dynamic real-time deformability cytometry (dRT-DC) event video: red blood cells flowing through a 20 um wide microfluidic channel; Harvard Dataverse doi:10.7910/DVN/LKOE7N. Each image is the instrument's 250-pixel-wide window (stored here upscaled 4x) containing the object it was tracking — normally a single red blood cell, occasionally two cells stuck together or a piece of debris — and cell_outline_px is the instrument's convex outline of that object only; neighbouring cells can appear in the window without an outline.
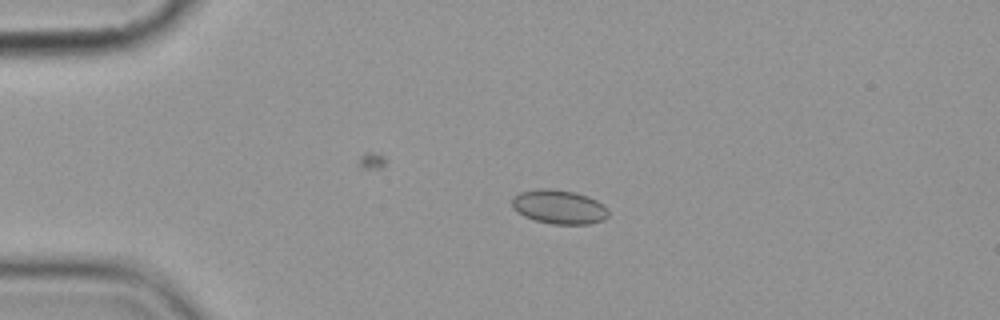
{"species": "common noctule bat (a hibernating species)", "species_latin": "Nyctalus noctula", "temperature_condition": "cold", "stored_images_in_passage": 4, "camera_frame_rate_fps": 3000, "um_per_image_px": 0.085, "animal": {"sex": "female", "body_mass_g": 19.9}, "frame": {"image": 1, "passage_image": 3, "time_ms": 2.333, "image_size_px": [1000, 320], "cell_outline_px": [[608, 216], [604, 220], [588, 224], [552, 224], [536, 220], [524, 216], [516, 212], [512, 208], [512, 196], [520, 192], [540, 188], [548, 188], [576, 192], [588, 196], [604, 204], [608, 208]], "centroid_in_image_um": [47.52, 17.58], "position_along_channel_um": 37.5, "area_um2": 19.36}}